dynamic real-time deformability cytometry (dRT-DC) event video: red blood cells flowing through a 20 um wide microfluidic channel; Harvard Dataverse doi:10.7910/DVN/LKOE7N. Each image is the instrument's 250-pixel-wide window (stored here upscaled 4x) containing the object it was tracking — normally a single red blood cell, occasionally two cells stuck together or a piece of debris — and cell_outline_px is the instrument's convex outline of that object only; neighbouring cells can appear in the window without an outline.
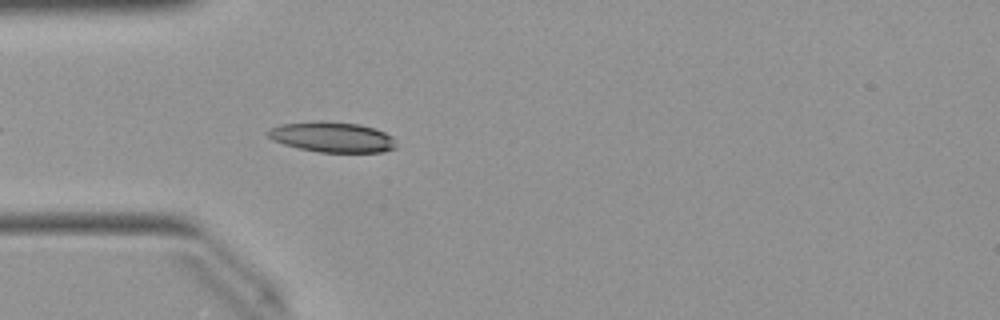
{"species": "Egyptian fruit bat (a non-hibernating species)", "species_latin": "Rousettus aegyptiacus", "temperature_condition": "warm", "stored_images_in_passage": 25, "camera_frame_rate_fps": 3000, "um_per_image_px": 0.085, "animal": {"sex": "female"}, "frame": {"image": 1, "passage_image": 4, "time_ms": 1.0, "image_size_px": [1000, 320], "cell_outline_px": [[396, 148], [380, 152], [320, 152], [300, 148], [284, 144], [272, 140], [264, 132], [268, 128], [280, 124], [312, 120], [324, 120], [360, 124], [384, 132], [392, 136]], "centroid_in_image_um": [28.16, 11.62], "position_along_channel_um": 56.8, "area_um2": 22.89}}
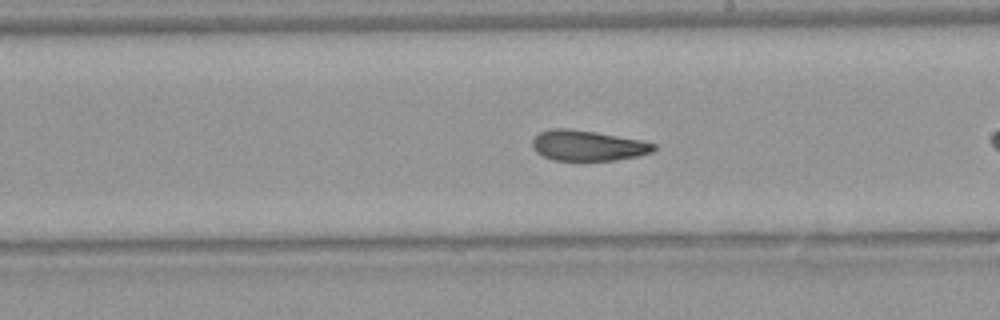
{"frame": {"image": 2, "passage_image": 15, "time_ms": 4.667, "image_size_px": [1000, 320], "cell_outline_px": [[656, 148], [652, 152], [636, 156], [616, 160], [552, 160], [536, 152], [532, 148], [532, 140], [540, 132], [552, 128], [568, 128], [596, 132], [640, 140], [656, 144]], "centroid_in_image_um": [49.93, 12.37], "position_along_channel_um": 239.1, "area_um2": 21.44}}
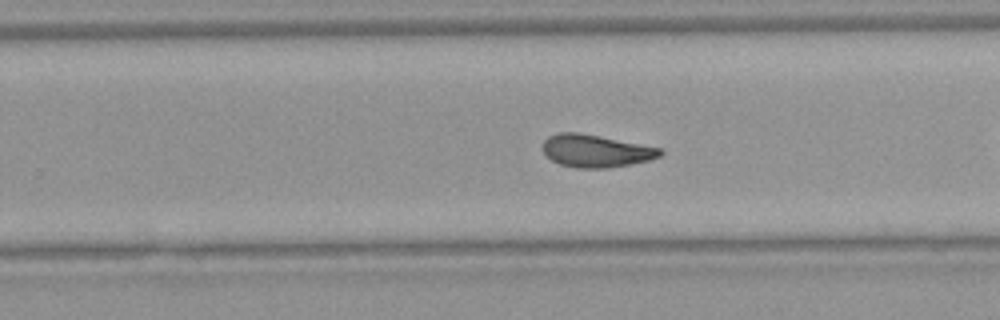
{"frame": {"image": 3, "passage_image": 18, "time_ms": 5.667, "image_size_px": [1000, 320], "cell_outline_px": [[664, 152], [660, 156], [648, 160], [608, 168], [576, 168], [560, 164], [552, 160], [544, 152], [544, 140], [548, 136], [556, 132], [580, 132], [660, 148]], "centroid_in_image_um": [50.62, 12.82], "position_along_channel_um": 279.2, "area_um2": 22.08}}